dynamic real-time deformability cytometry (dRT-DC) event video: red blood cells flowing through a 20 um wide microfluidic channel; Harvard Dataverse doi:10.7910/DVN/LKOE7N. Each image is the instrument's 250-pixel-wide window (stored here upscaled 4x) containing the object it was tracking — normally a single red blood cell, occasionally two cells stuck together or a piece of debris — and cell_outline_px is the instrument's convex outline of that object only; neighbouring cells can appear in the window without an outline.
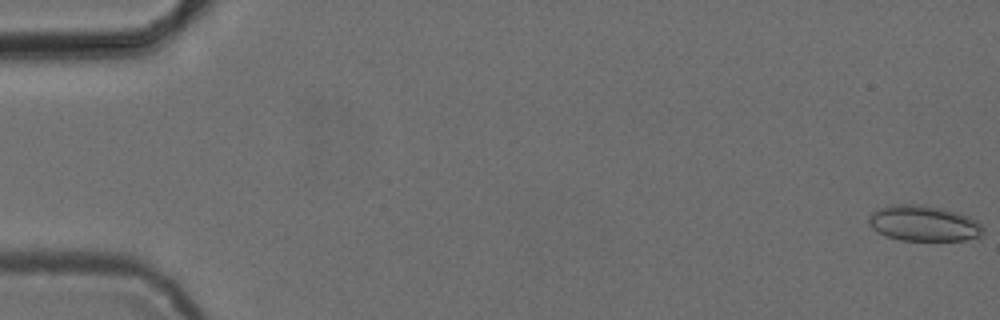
{"species": "common noctule bat (a hibernating species)", "species_latin": "Nyctalus noctula", "temperature_condition": "cold", "stored_images_in_passage": 8, "camera_frame_rate_fps": 3000, "um_per_image_px": 0.085, "animal": {"sex": "female", "body_mass_g": 24.6, "forearm_length_mm": 56.2}, "frame": {"image": 1, "passage_image": 1, "time_ms": 0.0, "image_size_px": [1000, 320], "cell_outline_px": [[984, 232], [980, 236], [964, 240], [900, 240], [876, 232], [868, 224], [868, 216], [876, 208], [892, 204], [924, 204], [944, 208], [968, 216], [976, 220], [984, 228]], "centroid_in_image_um": [78.48, 18.96], "position_along_channel_um": 6.5, "area_um2": 24.04}}